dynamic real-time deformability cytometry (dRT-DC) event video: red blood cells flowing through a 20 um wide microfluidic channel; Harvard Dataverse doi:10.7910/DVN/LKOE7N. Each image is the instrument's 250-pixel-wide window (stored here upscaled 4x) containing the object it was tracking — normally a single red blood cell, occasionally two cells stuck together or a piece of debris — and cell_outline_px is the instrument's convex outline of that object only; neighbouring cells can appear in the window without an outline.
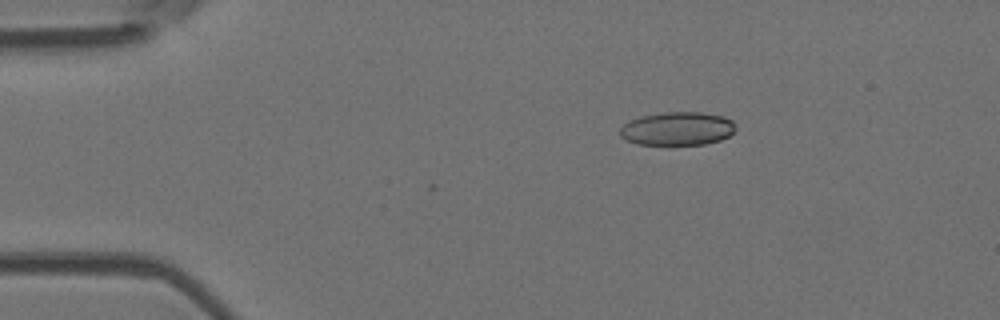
{"species": "Egyptian fruit bat (a non-hibernating species)", "species_latin": "Rousettus aegyptiacus", "temperature_condition": "room temperature", "stored_images_in_passage": 3, "camera_frame_rate_fps": 3000, "um_per_image_px": 0.085, "animal": {"sex": "female"}, "frame": {"image": 1, "passage_image": 1, "time_ms": 0.0, "image_size_px": [1000, 320], "cell_outline_px": [[736, 128], [728, 136], [720, 140], [704, 144], [636, 144], [620, 136], [620, 128], [628, 120], [640, 116], [664, 112], [700, 112], [724, 116], [732, 120], [736, 124]], "centroid_in_image_um": [57.58, 10.92], "position_along_channel_um": 27.4, "area_um2": 22.54}}